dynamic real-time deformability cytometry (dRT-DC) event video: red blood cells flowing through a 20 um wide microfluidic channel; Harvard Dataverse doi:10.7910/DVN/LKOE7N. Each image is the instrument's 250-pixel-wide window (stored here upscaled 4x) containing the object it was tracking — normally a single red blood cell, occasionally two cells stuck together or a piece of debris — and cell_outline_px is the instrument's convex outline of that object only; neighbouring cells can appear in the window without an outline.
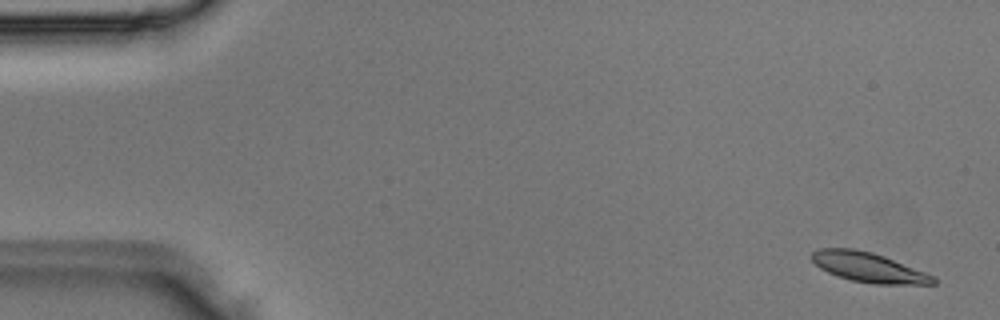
{"species": "Egyptian fruit bat (a non-hibernating species)", "species_latin": "Rousettus aegyptiacus", "temperature_condition": "room temperature", "stored_images_in_passage": 4, "camera_frame_rate_fps": 3000, "um_per_image_px": 0.085, "animal": {"sex": "male"}, "frame": {"image": 1, "passage_image": 1, "time_ms": 0.0, "image_size_px": [1000, 320], "cell_outline_px": [[940, 280], [936, 284], [876, 284], [852, 280], [828, 272], [820, 268], [812, 260], [812, 252], [820, 248], [852, 248], [872, 252], [884, 256], [936, 276]], "centroid_in_image_um": [73.89, 22.72], "position_along_channel_um": 11.1, "area_um2": 20.98}}